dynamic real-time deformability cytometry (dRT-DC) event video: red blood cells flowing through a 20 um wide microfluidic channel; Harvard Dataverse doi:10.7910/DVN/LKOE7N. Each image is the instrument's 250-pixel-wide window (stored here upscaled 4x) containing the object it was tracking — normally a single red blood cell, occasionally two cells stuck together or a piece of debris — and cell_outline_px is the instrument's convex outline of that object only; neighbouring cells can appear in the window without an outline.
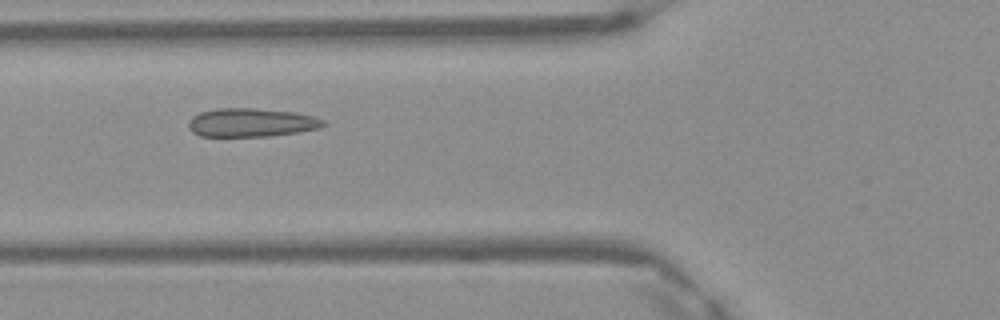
{"species": "Egyptian fruit bat (a non-hibernating species)", "species_latin": "Rousettus aegyptiacus", "temperature_condition": "warm", "stored_images_in_passage": 44, "camera_frame_rate_fps": 3000, "um_per_image_px": 0.085, "frame": {"image": 1, "passage_image": 14, "time_ms": 4.333, "image_size_px": [1000, 320], "cell_outline_px": [[328, 124], [320, 128], [300, 132], [272, 136], [200, 136], [192, 132], [188, 128], [188, 124], [192, 116], [200, 112], [216, 108], [252, 108], [292, 112], [312, 116], [324, 120]], "centroid_in_image_um": [21.36, 10.42], "position_along_channel_um": 104.4, "area_um2": 22.54}}
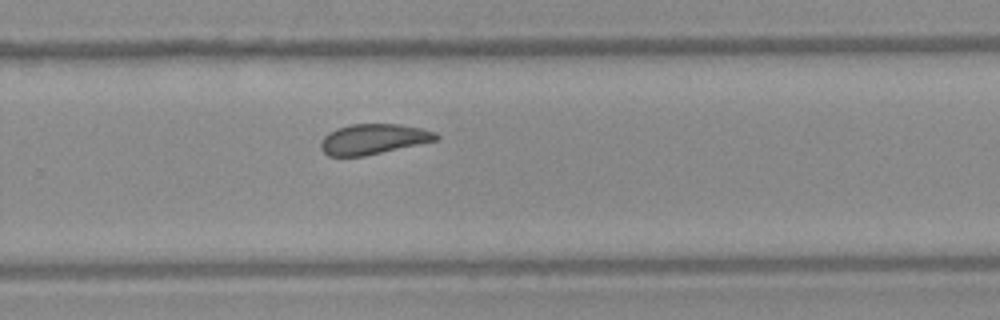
{"frame": {"image": 2, "passage_image": 28, "time_ms": 9.0, "image_size_px": [1000, 320], "cell_outline_px": [[440, 140], [364, 156], [328, 156], [320, 148], [320, 140], [328, 132], [336, 128], [352, 124], [400, 124], [420, 128], [436, 132], [440, 136]], "centroid_in_image_um": [31.74, 11.82], "position_along_channel_um": 298.1, "area_um2": 20.58}}
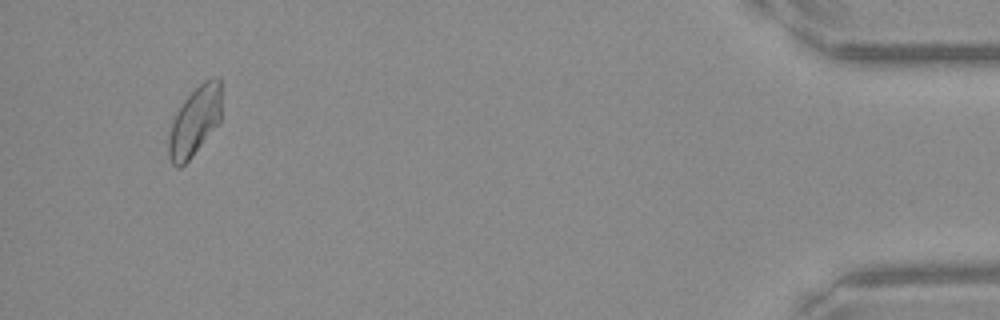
{"frame": {"image": 3, "passage_image": 42, "time_ms": 13.667, "image_size_px": [1000, 320], "cell_outline_px": [[220, 120], [192, 156], [180, 168], [176, 168], [172, 164], [168, 156], [168, 136], [172, 120], [176, 112], [184, 100], [204, 80], [212, 76], [216, 76], [220, 80]], "centroid_in_image_um": [16.51, 10.31], "position_along_channel_um": 418.7, "area_um2": 21.1}, "authors_computed_cell_mechanics": {"area_um2": 21.4149, "velocity_mm_per_s": 4.1411, "shape_relaxation_time_tau1_ms": null, "shape_relaxation_time_tau2_ms": 0.9104, "deformation_change_tau1": null, "deformation_change_tau2": 0.0397}}